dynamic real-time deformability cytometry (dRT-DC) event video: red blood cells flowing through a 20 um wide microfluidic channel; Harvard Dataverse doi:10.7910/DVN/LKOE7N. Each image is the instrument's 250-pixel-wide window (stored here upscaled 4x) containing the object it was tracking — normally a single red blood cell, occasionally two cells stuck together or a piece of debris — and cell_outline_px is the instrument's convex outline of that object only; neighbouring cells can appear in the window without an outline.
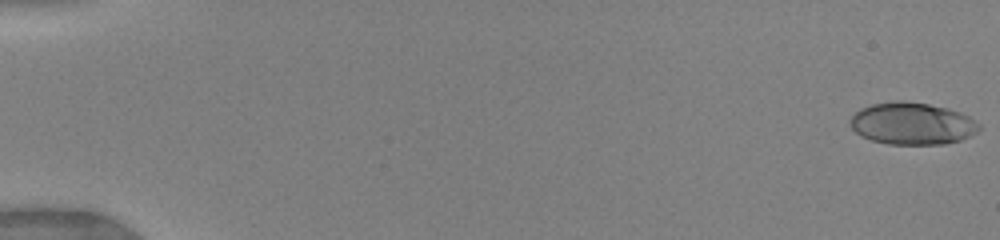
{"species": "human", "species_latin": "Homo sapiens", "temperature_condition": "warm", "stored_images_in_passage": 6, "camera_frame_rate_fps": 3000, "um_per_image_px": 0.085, "donor": {"sex": "female"}, "frame": {"image": 1, "passage_image": 1, "time_ms": 0.0, "image_size_px": [1000, 240], "cell_outline_px": [[980, 128], [976, 132], [960, 140], [944, 144], [888, 144], [872, 140], [860, 136], [848, 124], [852, 116], [860, 108], [872, 104], [896, 100], [900, 100], [928, 104], [948, 108], [960, 112], [968, 116], [980, 124]], "centroid_in_image_um": [77.51, 10.5], "position_along_channel_um": 7.5, "area_um2": 31.62}}